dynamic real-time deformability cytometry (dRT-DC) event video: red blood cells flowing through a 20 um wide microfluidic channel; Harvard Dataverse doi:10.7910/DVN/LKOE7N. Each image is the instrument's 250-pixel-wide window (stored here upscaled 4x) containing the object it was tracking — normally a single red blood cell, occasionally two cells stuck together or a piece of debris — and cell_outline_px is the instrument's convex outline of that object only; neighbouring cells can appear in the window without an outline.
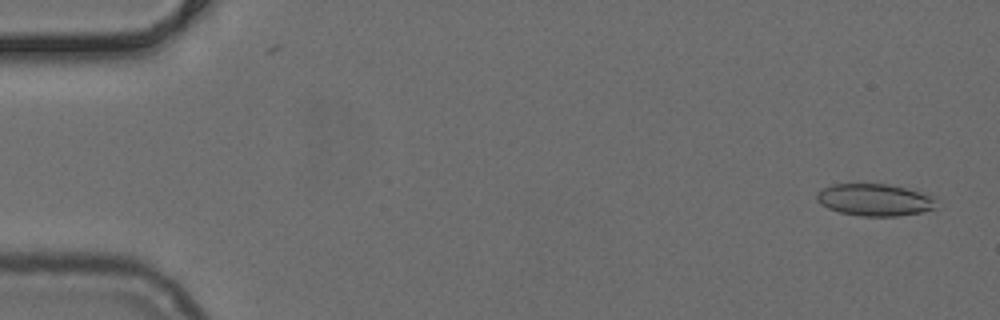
{"species": "common noctule bat (a hibernating species)", "species_latin": "Nyctalus noctula", "temperature_condition": "cold", "stored_images_in_passage": 50, "camera_frame_rate_fps": 3000, "um_per_image_px": 0.085, "animal": {"sex": "female", "body_mass_g": 24.6, "forearm_length_mm": 56.2}, "frame": {"image": 1, "passage_image": 2, "time_ms": 0.333, "image_size_px": [1000, 320], "cell_outline_px": [[940, 208], [920, 212], [896, 216], [860, 216], [840, 212], [828, 208], [820, 204], [816, 200], [816, 192], [820, 188], [832, 184], [888, 184], [936, 196]], "centroid_in_image_um": [74.37, 16.99], "position_along_channel_um": 10.6, "area_um2": 22.72}}
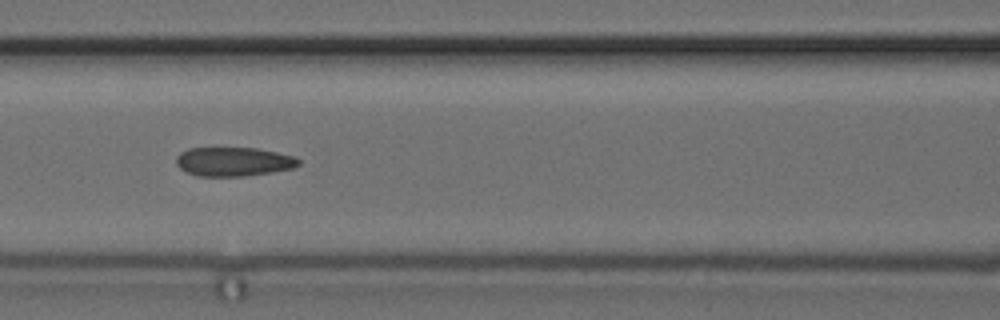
{"frame": {"image": 2, "passage_image": 22, "time_ms": 7.0, "image_size_px": [1000, 320], "cell_outline_px": [[300, 164], [292, 168], [272, 172], [244, 176], [196, 176], [180, 168], [176, 164], [176, 156], [180, 152], [188, 148], [256, 148], [276, 152], [292, 156], [300, 160]], "centroid_in_image_um": [19.82, 13.74], "position_along_channel_um": 146.8, "area_um2": 20.63}}
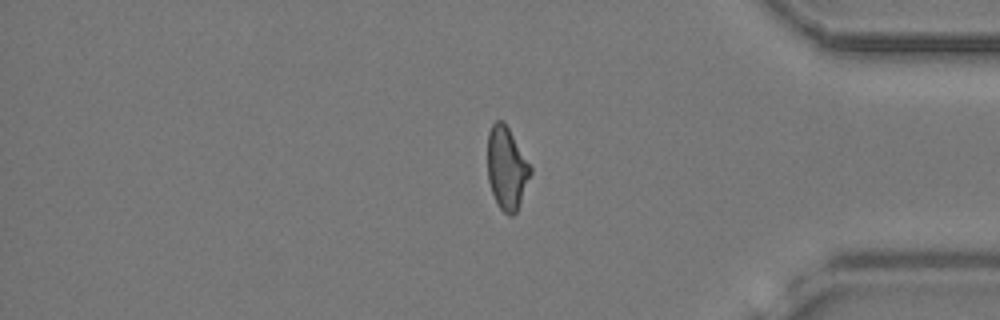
{"frame": {"image": 3, "passage_image": 42, "time_ms": 13.667, "image_size_px": [1000, 320], "cell_outline_px": [[532, 172], [516, 212], [512, 216], [508, 216], [500, 208], [492, 192], [488, 180], [488, 132], [492, 124], [496, 120], [504, 120], [532, 168]], "centroid_in_image_um": [43.07, 14.27], "position_along_channel_um": 392.1, "area_um2": 20.52}}